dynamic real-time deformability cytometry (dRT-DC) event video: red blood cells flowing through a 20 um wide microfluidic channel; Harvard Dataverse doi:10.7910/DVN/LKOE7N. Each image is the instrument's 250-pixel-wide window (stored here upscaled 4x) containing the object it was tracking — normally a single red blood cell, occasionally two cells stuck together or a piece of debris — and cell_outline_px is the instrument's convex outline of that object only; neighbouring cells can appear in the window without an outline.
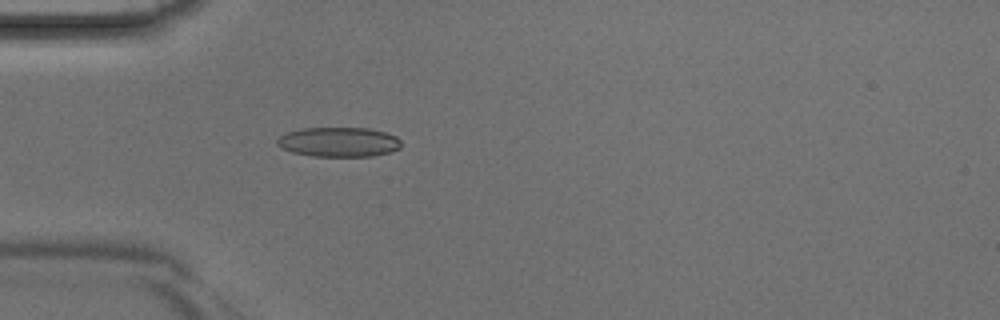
{"species": "Egyptian fruit bat (a non-hibernating species)", "species_latin": "Rousettus aegyptiacus", "temperature_condition": "room temperature", "stored_images_in_passage": 43, "camera_frame_rate_fps": 3000, "um_per_image_px": 0.085, "animal": {"sex": "male"}, "frame": {"image": 1, "passage_image": 13, "time_ms": 4.0, "image_size_px": [1000, 320], "cell_outline_px": [[400, 148], [388, 152], [372, 156], [312, 156], [292, 152], [280, 148], [276, 144], [276, 140], [280, 136], [288, 132], [300, 128], [368, 128], [384, 132], [396, 136], [400, 140]], "centroid_in_image_um": [28.76, 12.07], "position_along_channel_um": 56.2, "area_um2": 21.39}}
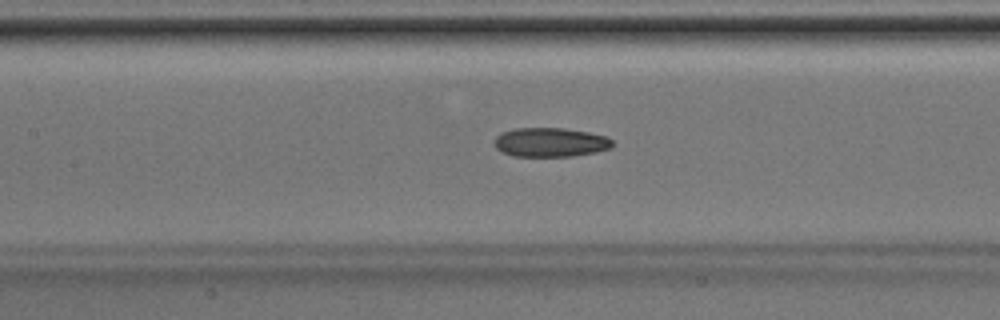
{"frame": {"image": 2, "passage_image": 20, "time_ms": 6.333, "image_size_px": [1000, 320], "cell_outline_px": [[612, 144], [608, 148], [596, 152], [572, 156], [512, 156], [496, 148], [496, 136], [500, 132], [516, 128], [564, 128], [588, 132], [608, 136], [612, 140]], "centroid_in_image_um": [46.78, 12.08], "position_along_channel_um": 160.6, "area_um2": 19.94}}
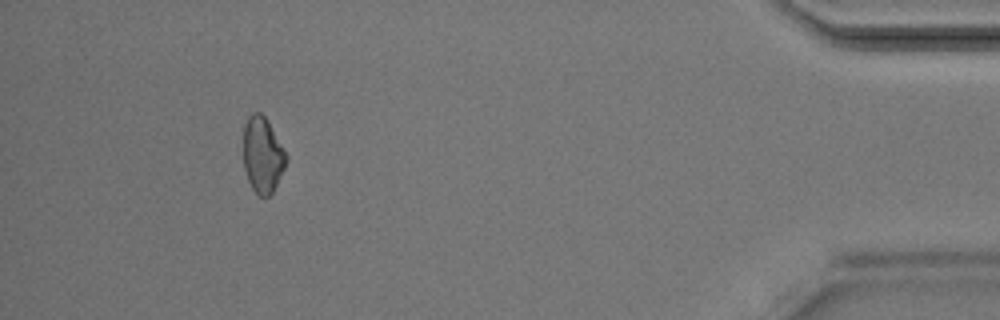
{"frame": {"image": 3, "passage_image": 40, "time_ms": 13.0, "image_size_px": [1000, 320], "cell_outline_px": [[288, 160], [272, 192], [264, 200], [256, 196], [248, 180], [244, 168], [244, 124], [248, 116], [252, 112], [260, 112], [268, 120], [288, 156]], "centroid_in_image_um": [22.32, 13.18], "position_along_channel_um": 412.9, "area_um2": 19.13}}